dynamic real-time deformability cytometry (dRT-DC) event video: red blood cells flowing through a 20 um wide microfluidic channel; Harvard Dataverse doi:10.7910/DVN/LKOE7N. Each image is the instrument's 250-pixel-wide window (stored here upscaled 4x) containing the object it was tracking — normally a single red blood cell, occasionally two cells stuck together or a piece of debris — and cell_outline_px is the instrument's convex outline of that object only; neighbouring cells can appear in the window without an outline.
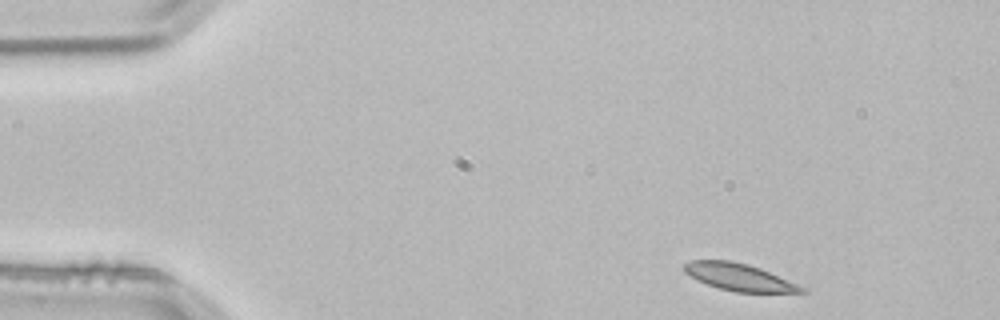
{"species": "common noctule bat (a hibernating species)", "species_latin": "Nyctalus noctula", "temperature_condition": "room temperature", "stored_images_in_passage": 3, "camera_frame_rate_fps": 3000, "um_per_image_px": 0.085, "animal": {"sex": "male", "body_mass_g": 21.5, "forearm_length_mm": 52.0}, "frame": {"image": 1, "passage_image": 1, "time_ms": 0.0, "image_size_px": [1000, 320], "cell_outline_px": [[808, 292], [736, 292], [720, 288], [696, 280], [688, 276], [684, 272], [684, 264], [692, 260], [728, 260], [748, 264], [760, 268], [808, 288]], "centroid_in_image_um": [62.83, 23.55], "position_along_channel_um": 22.2, "area_um2": 18.55}}
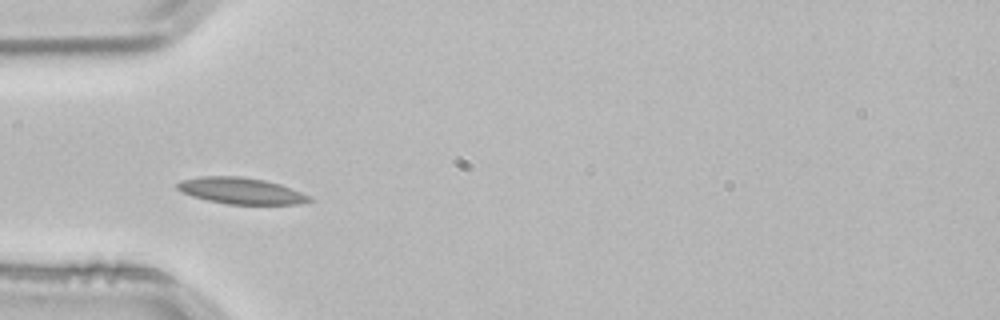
{"frame": {"image": 2, "passage_image": 3, "time_ms": 0.667, "image_size_px": [1000, 320], "cell_outline_px": [[312, 200], [304, 204], [228, 204], [208, 200], [192, 196], [180, 192], [176, 188], [176, 184], [180, 180], [200, 176], [240, 176], [264, 180], [280, 184], [300, 192], [308, 196]], "centroid_in_image_um": [20.43, 16.21], "position_along_channel_um": 64.6, "area_um2": 20.23}}